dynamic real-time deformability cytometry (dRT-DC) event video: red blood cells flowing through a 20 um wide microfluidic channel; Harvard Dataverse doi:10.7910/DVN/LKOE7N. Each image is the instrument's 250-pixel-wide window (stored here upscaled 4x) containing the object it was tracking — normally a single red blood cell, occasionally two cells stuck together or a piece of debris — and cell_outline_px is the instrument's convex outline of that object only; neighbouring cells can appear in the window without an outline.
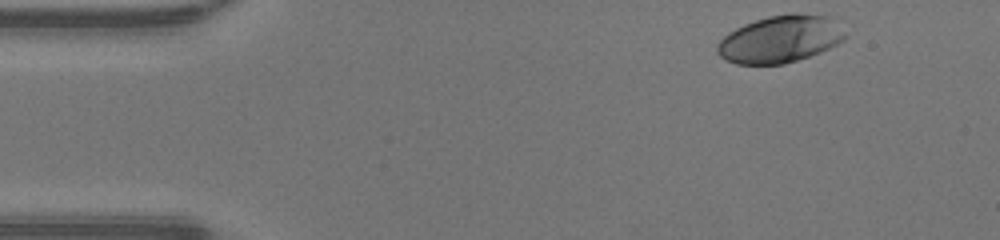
{"species": "human", "species_latin": "Homo sapiens", "temperature_condition": "warm", "stored_images_in_passage": 44, "camera_frame_rate_fps": 3000, "um_per_image_px": 0.085, "donor": {"sex": "male"}, "frame": {"image": 1, "passage_image": 1, "time_ms": 0.0, "image_size_px": [1000, 240], "cell_outline_px": [[848, 36], [844, 40], [820, 52], [784, 64], [736, 64], [720, 56], [716, 52], [716, 44], [728, 32], [744, 24], [768, 16], [792, 12], [796, 12], [828, 16]], "centroid_in_image_um": [66.29, 3.31], "position_along_channel_um": 18.7, "area_um2": 35.08}}
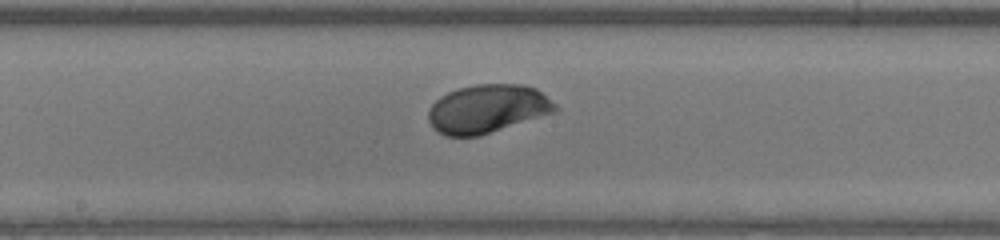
{"frame": {"image": 2, "passage_image": 21, "time_ms": 6.667, "image_size_px": [1000, 240], "cell_outline_px": [[560, 108], [556, 112], [480, 136], [444, 136], [436, 132], [432, 128], [428, 120], [428, 108], [440, 96], [456, 88], [476, 84], [520, 84], [536, 88], [556, 104]], "centroid_in_image_um": [41.41, 9.26], "position_along_channel_um": 206.8, "area_um2": 36.24}}
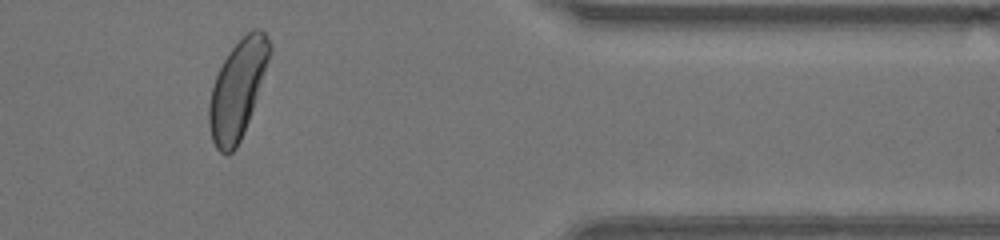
{"frame": {"image": 3, "passage_image": 36, "time_ms": 11.667, "image_size_px": [1000, 240], "cell_outline_px": [[272, 52], [248, 120], [240, 140], [236, 148], [232, 152], [220, 152], [216, 148], [212, 140], [208, 124], [208, 104], [212, 88], [216, 76], [228, 52], [252, 28], [260, 28], [264, 32], [272, 44]], "centroid_in_image_um": [20.19, 7.57], "position_along_channel_um": 391.2, "area_um2": 34.1}, "authors_computed_cell_mechanics": {"area_um2": 34.7378, "velocity_mm_per_s": 4.2404, "shape_relaxation_time_tau1_ms": 1.8413, "shape_relaxation_time_tau2_ms": null, "deformation_change_tau1": 0.1448, "deformation_change_tau2": null}}